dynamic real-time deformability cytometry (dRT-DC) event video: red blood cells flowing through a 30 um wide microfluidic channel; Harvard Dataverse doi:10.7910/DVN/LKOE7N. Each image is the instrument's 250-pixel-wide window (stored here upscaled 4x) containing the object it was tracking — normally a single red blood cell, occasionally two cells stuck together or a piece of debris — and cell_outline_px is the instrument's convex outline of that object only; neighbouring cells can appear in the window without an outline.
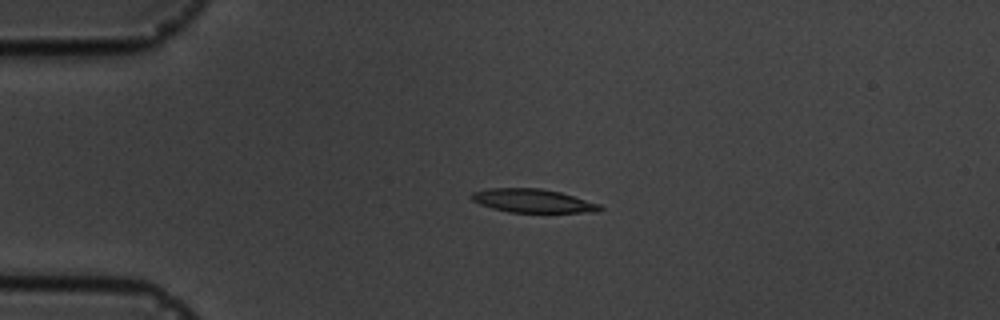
{"species": "common noctule bat (a hibernating species)", "species_latin": "Nyctalus noctula", "temperature_condition": "cold", "stored_images_in_passage": 5, "camera_frame_rate_fps": 3000, "um_per_image_px": 0.085, "animal": {"sex": "male", "body_mass_g": 19.5, "forearm_length_mm": 54.6}, "frame": {"image": 1, "passage_image": 3, "time_ms": 3.333, "image_size_px": [1000, 320], "cell_outline_px": [[604, 208], [600, 212], [508, 212], [492, 208], [480, 204], [472, 200], [468, 196], [472, 192], [488, 188], [540, 188], [560, 192], [600, 204]], "centroid_in_image_um": [45.27, 17.06], "position_along_channel_um": 39.7, "area_um2": 17.69}}